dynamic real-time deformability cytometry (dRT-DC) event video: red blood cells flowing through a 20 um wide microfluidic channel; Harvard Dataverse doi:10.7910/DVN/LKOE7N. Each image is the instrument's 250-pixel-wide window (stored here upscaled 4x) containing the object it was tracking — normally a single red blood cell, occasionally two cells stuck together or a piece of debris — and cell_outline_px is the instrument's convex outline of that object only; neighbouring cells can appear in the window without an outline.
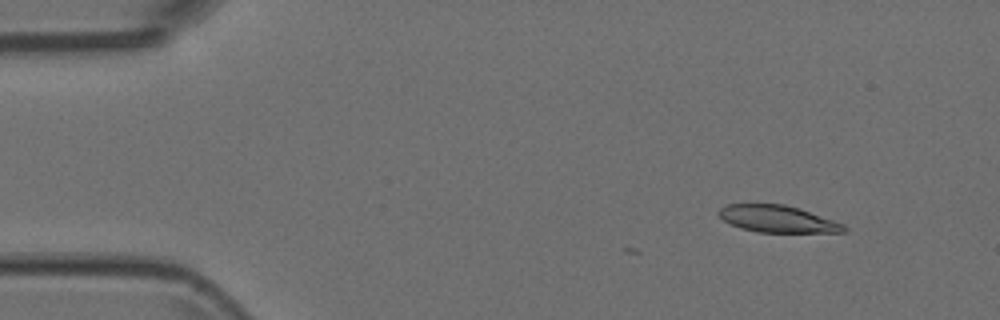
{"species": "Egyptian fruit bat (a non-hibernating species)", "species_latin": "Rousettus aegyptiacus", "temperature_condition": "room temperature", "stored_images_in_passage": 6, "camera_frame_rate_fps": 3000, "um_per_image_px": 0.085, "animal": {"sex": "female"}, "frame": {"image": 1, "passage_image": 1, "time_ms": 0.0, "image_size_px": [1000, 320], "cell_outline_px": [[848, 228], [844, 232], [756, 232], [740, 228], [724, 220], [716, 212], [724, 204], [784, 204], [800, 208], [844, 224]], "centroid_in_image_um": [66.08, 18.6], "position_along_channel_um": 18.9, "area_um2": 19.65}}
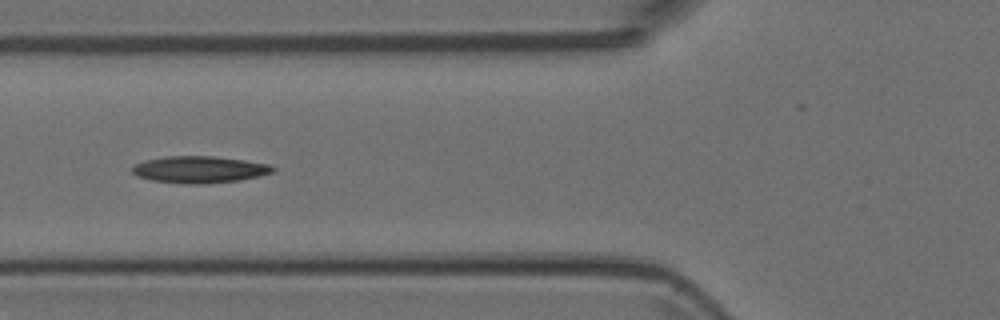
{"frame": {"image": 2, "passage_image": 5, "time_ms": 1.333, "image_size_px": [1000, 320], "cell_outline_px": [[276, 168], [272, 172], [260, 176], [240, 180], [204, 184], [180, 184], [152, 180], [136, 176], [132, 172], [132, 168], [136, 164], [144, 160], [164, 156], [212, 156], [244, 160], [268, 164]], "centroid_in_image_um": [16.93, 14.41], "position_along_channel_um": 108.9, "area_um2": 22.08}}
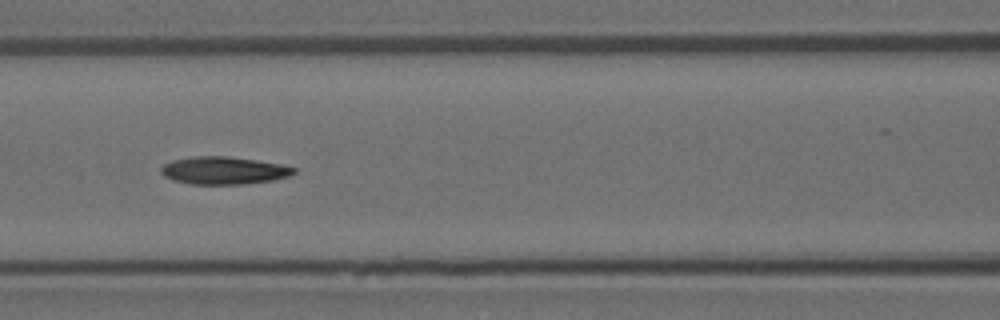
{"frame": {"image": 3, "passage_image": 6, "time_ms": 1.667, "image_size_px": [1000, 320], "cell_outline_px": [[296, 172], [288, 176], [272, 180], [244, 184], [192, 184], [172, 180], [164, 176], [160, 172], [160, 168], [164, 164], [172, 160], [192, 156], [228, 156], [256, 160], [280, 164], [296, 168]], "centroid_in_image_um": [18.98, 14.49], "position_along_channel_um": 147.6, "area_um2": 21.39}}